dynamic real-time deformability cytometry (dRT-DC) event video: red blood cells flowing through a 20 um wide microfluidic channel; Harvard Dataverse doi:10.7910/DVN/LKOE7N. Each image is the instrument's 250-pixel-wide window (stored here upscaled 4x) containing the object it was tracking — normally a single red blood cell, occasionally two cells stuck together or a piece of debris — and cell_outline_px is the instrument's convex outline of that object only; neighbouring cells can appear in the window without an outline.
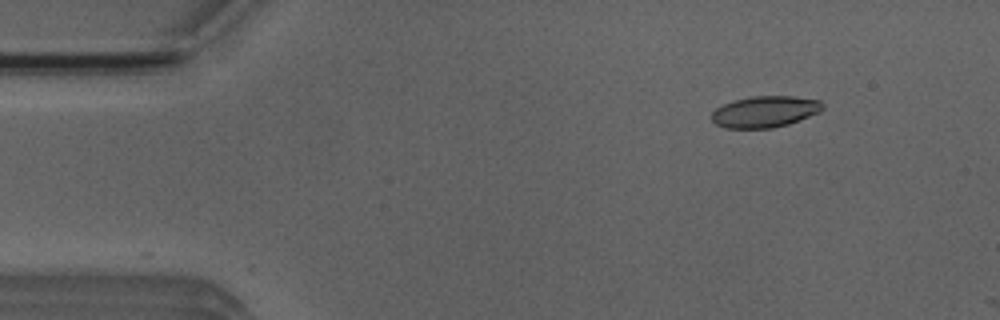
{"species": "Egyptian fruit bat (a non-hibernating species)", "species_latin": "Rousettus aegyptiacus", "temperature_condition": "room temperature", "stored_images_in_passage": 4, "camera_frame_rate_fps": 3000, "um_per_image_px": 0.085, "animal": {"sex": "male"}, "frame": {"image": 1, "passage_image": 1, "time_ms": 0.0, "image_size_px": [1000, 320], "cell_outline_px": [[824, 108], [820, 112], [800, 120], [788, 124], [772, 128], [724, 128], [716, 124], [712, 120], [712, 112], [716, 108], [724, 104], [736, 100], [752, 96], [792, 96], [820, 100], [824, 104]], "centroid_in_image_um": [65.05, 9.49], "position_along_channel_um": 20.0, "area_um2": 20.29}}
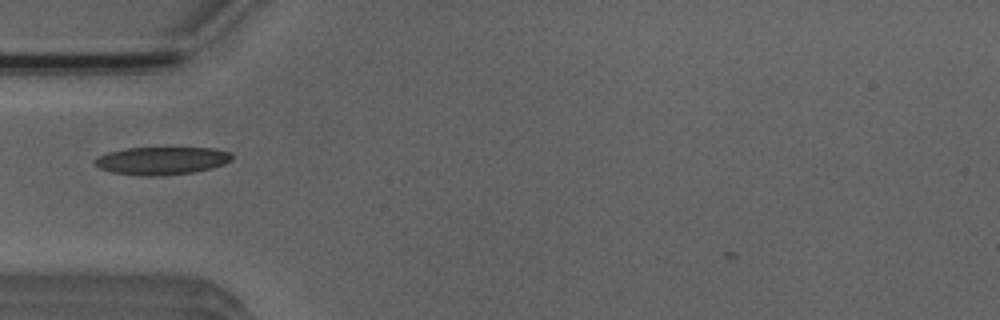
{"frame": {"image": 2, "passage_image": 4, "time_ms": 3.333, "image_size_px": [1000, 320], "cell_outline_px": [[232, 160], [224, 164], [212, 168], [192, 172], [160, 176], [140, 176], [112, 172], [100, 168], [92, 164], [92, 160], [96, 156], [108, 152], [124, 148], [216, 148], [232, 152]], "centroid_in_image_um": [13.71, 13.65], "position_along_channel_um": 71.3, "area_um2": 22.54}}